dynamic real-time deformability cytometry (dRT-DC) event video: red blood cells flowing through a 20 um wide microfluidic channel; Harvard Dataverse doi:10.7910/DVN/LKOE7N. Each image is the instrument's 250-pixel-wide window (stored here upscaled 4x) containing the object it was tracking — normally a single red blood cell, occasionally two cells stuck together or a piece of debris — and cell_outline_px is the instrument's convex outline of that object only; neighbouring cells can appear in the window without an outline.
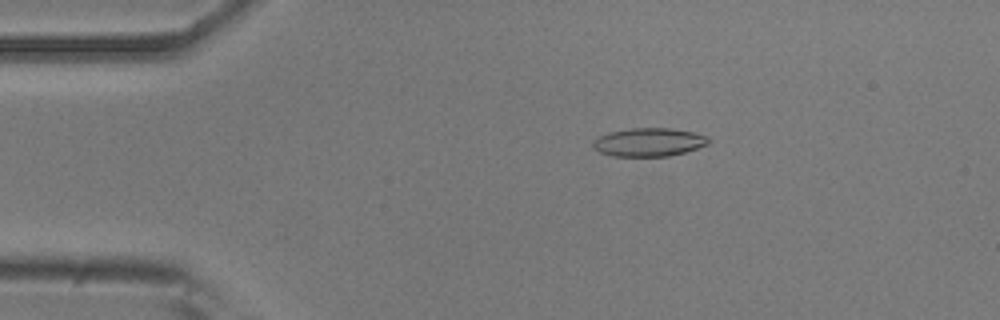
{"species": "common noctule bat (a hibernating species)", "species_latin": "Nyctalus noctula", "temperature_condition": "room temperature", "stored_images_in_passage": 35, "camera_frame_rate_fps": 3000, "um_per_image_px": 0.085, "animal": {"sex": "male", "body_mass_g": 20.5, "forearm_length_mm": 52.5}, "frame": {"image": 1, "passage_image": 10, "time_ms": 3.0, "image_size_px": [1000, 320], "cell_outline_px": [[712, 140], [708, 144], [684, 152], [668, 156], [612, 156], [600, 152], [592, 148], [592, 140], [608, 132], [632, 128], [672, 128], [692, 132], [708, 136]], "centroid_in_image_um": [55.14, 12.08], "position_along_channel_um": 29.9, "area_um2": 19.19}}
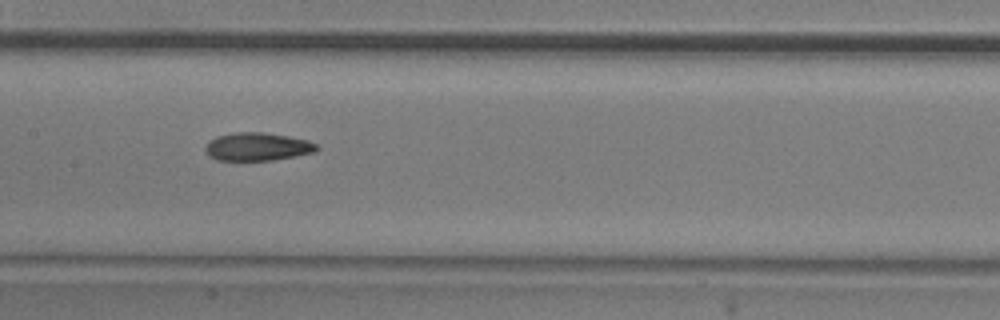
{"frame": {"image": 2, "passage_image": 26, "time_ms": 8.333, "image_size_px": [1000, 320], "cell_outline_px": [[320, 148], [316, 152], [296, 156], [272, 160], [216, 160], [208, 156], [204, 148], [216, 136], [236, 132], [264, 132], [288, 136], [308, 140], [316, 144]], "centroid_in_image_um": [21.91, 12.47], "position_along_channel_um": 185.5, "area_um2": 18.26}}
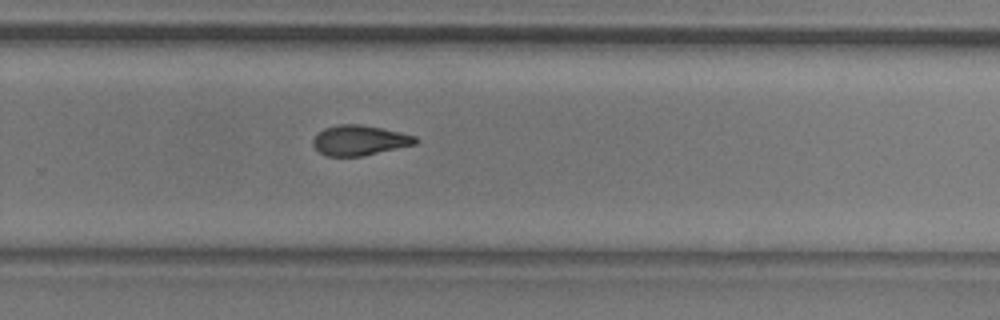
{"frame": {"image": 3, "passage_image": 35, "time_ms": 11.333, "image_size_px": [1000, 320], "cell_outline_px": [[420, 140], [416, 144], [364, 156], [324, 156], [312, 144], [312, 140], [324, 128], [340, 124], [356, 124], [380, 128], [400, 132], [416, 136]], "centroid_in_image_um": [30.58, 11.94], "position_along_channel_um": 299.2, "area_um2": 17.92}}